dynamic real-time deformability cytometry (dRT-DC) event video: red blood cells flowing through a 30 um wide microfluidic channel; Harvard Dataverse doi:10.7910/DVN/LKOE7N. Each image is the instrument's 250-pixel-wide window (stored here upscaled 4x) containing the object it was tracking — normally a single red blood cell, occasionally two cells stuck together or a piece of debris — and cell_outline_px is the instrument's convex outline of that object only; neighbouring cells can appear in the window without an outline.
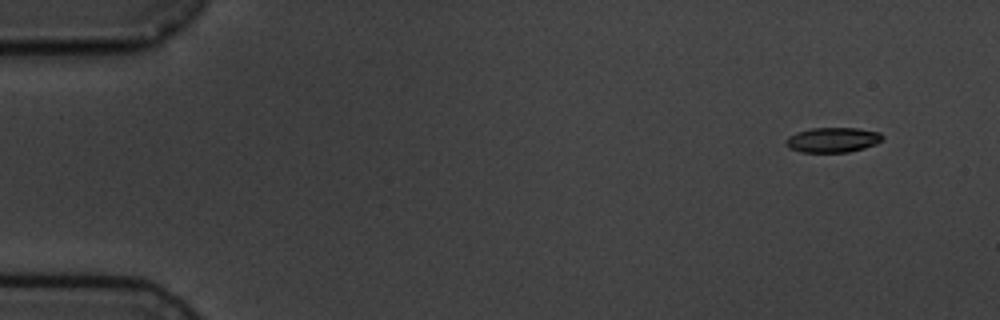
{"species": "common noctule bat (a hibernating species)", "species_latin": "Nyctalus noctula", "temperature_condition": "cold", "stored_images_in_passage": 6, "camera_frame_rate_fps": 3000, "um_per_image_px": 0.085, "animal": {"sex": "male", "body_mass_g": 19.5, "forearm_length_mm": 54.6}, "frame": {"image": 1, "passage_image": 1, "time_ms": 0.0, "image_size_px": [1000, 320], "cell_outline_px": [[884, 140], [876, 144], [864, 148], [848, 152], [800, 152], [788, 148], [784, 144], [784, 140], [788, 136], [796, 132], [812, 128], [856, 128], [880, 132], [884, 136]], "centroid_in_image_um": [70.76, 11.89], "position_along_channel_um": 14.2, "area_um2": 14.28}}
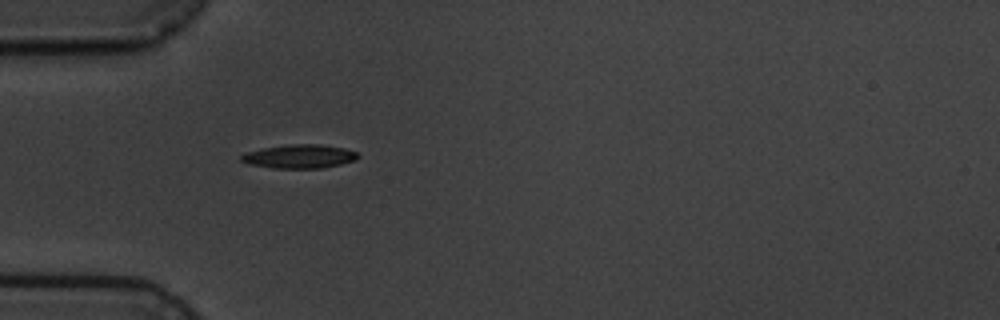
{"frame": {"image": 2, "passage_image": 5, "time_ms": 4.333, "image_size_px": [1000, 320], "cell_outline_px": [[360, 156], [356, 160], [340, 164], [320, 168], [272, 168], [248, 164], [240, 160], [240, 156], [248, 152], [260, 148], [288, 144], [320, 144], [344, 148], [356, 152]], "centroid_in_image_um": [25.44, 13.29], "position_along_channel_um": 59.6, "area_um2": 16.18}}
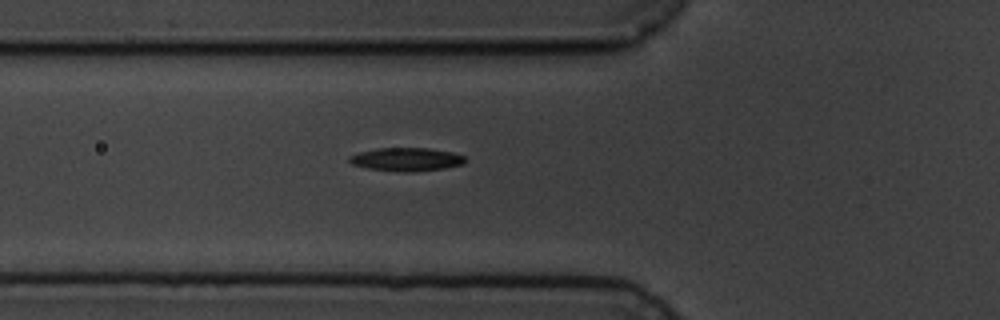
{"frame": {"image": 3, "passage_image": 6, "time_ms": 5.333, "image_size_px": [1000, 320], "cell_outline_px": [[464, 164], [444, 168], [412, 172], [404, 172], [368, 168], [352, 164], [348, 160], [348, 156], [360, 152], [380, 148], [428, 148], [452, 152], [464, 156]], "centroid_in_image_um": [34.54, 13.54], "position_along_channel_um": 91.3, "area_um2": 15.61}}